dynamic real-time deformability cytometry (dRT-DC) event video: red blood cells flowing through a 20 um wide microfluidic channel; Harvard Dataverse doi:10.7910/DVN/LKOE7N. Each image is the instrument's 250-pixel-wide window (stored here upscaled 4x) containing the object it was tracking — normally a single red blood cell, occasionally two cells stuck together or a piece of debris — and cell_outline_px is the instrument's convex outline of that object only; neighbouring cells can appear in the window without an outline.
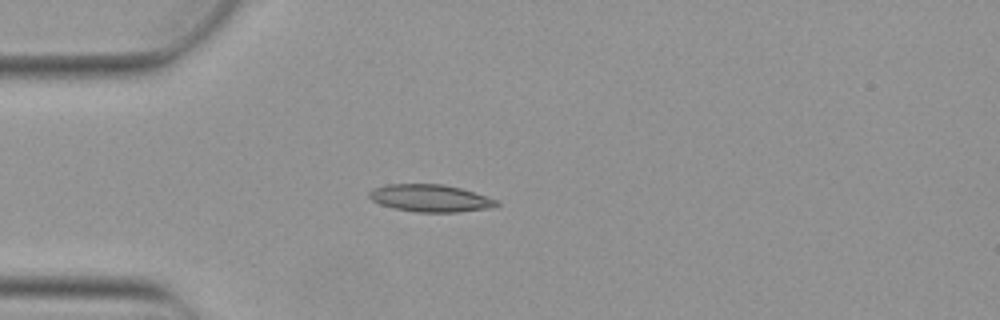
{"species": "Egyptian fruit bat (a non-hibernating species)", "species_latin": "Rousettus aegyptiacus", "temperature_condition": "warm", "stored_images_in_passage": 4, "camera_frame_rate_fps": 3000, "um_per_image_px": 0.085, "animal": {"sex": "female"}, "frame": {"image": 1, "passage_image": 4, "time_ms": 1.0, "image_size_px": [1000, 320], "cell_outline_px": [[500, 204], [492, 208], [460, 212], [416, 212], [396, 208], [380, 204], [372, 200], [368, 196], [368, 192], [372, 188], [388, 184], [444, 184], [460, 188], [496, 200]], "centroid_in_image_um": [36.55, 16.84], "position_along_channel_um": 48.4, "area_um2": 20.17}}